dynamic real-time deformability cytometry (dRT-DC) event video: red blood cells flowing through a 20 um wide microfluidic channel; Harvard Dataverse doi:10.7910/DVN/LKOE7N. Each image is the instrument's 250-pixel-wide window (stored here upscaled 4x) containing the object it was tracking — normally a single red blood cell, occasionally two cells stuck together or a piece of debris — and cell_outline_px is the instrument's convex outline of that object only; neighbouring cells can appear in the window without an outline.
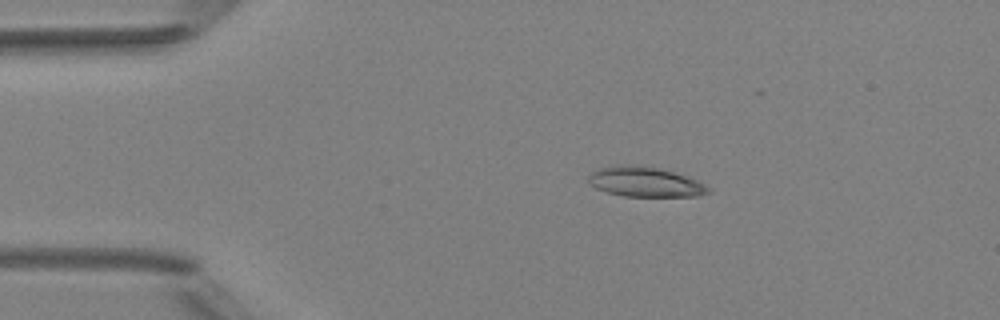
{"species": "Egyptian fruit bat (a non-hibernating species)", "species_latin": "Rousettus aegyptiacus", "temperature_condition": "room temperature", "stored_images_in_passage": 5, "camera_frame_rate_fps": 3000, "um_per_image_px": 0.085, "animal": {"sex": "female"}, "frame": {"image": 1, "passage_image": 3, "time_ms": 2.333, "image_size_px": [1000, 320], "cell_outline_px": [[712, 192], [700, 196], [624, 196], [608, 192], [596, 188], [588, 184], [588, 176], [596, 168], [616, 164], [628, 164], [660, 168], [696, 180], [712, 188]], "centroid_in_image_um": [54.81, 15.45], "position_along_channel_um": 30.2, "area_um2": 21.04}}
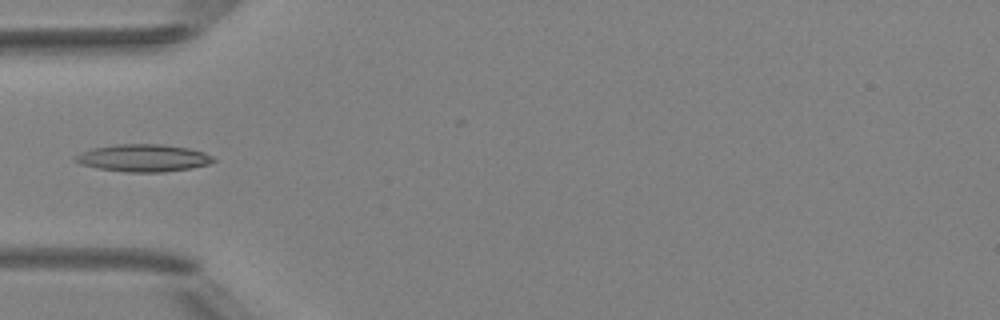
{"frame": {"image": 2, "passage_image": 5, "time_ms": 4.667, "image_size_px": [1000, 320], "cell_outline_px": [[216, 160], [208, 164], [192, 168], [164, 172], [124, 172], [100, 168], [80, 164], [72, 160], [72, 156], [80, 152], [92, 148], [116, 144], [160, 144], [188, 148], [204, 152], [212, 156]], "centroid_in_image_um": [12.14, 13.43], "position_along_channel_um": 72.9, "area_um2": 22.14}}